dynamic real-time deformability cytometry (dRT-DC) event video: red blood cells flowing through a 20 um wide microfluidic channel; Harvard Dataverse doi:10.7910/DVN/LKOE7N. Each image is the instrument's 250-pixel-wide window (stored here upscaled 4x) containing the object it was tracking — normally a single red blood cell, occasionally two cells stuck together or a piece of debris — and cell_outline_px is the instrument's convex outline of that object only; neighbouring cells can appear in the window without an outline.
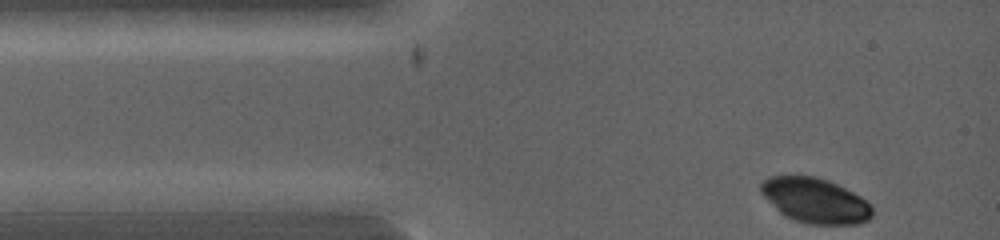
{"species": "common noctule bat (a hibernating species)", "species_latin": "Nyctalus noctula", "temperature_condition": "warm", "stored_images_in_passage": 6, "camera_frame_rate_fps": 5000, "um_per_image_px": 0.085, "animal": {"sex": "female", "body_mass_g": 19.0, "forearm_length_mm": 53.3}, "frame": {"image": 1, "passage_image": 1, "time_ms": 0.0, "image_size_px": [1000, 240], "cell_outline_px": [[872, 216], [868, 220], [856, 224], [808, 224], [784, 216], [760, 192], [760, 184], [768, 176], [816, 176], [828, 180], [860, 196], [872, 208]], "centroid_in_image_um": [69.27, 17.04], "position_along_channel_um": 15.7, "area_um2": 28.9}}